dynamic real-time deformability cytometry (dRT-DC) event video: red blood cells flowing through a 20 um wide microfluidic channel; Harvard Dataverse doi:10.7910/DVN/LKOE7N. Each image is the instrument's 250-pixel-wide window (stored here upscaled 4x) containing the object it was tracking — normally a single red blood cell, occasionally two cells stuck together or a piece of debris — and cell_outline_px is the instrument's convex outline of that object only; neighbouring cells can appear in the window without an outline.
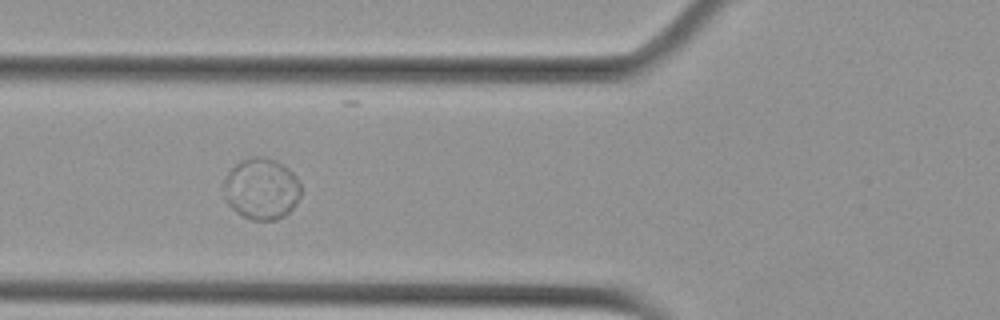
{"species": "Egyptian fruit bat (a non-hibernating species)", "species_latin": "Rousettus aegyptiacus", "temperature_condition": "cold", "stored_images_in_passage": 7, "camera_frame_rate_fps": 3000, "um_per_image_px": 0.085, "animal": {"sex": "female"}, "frame": {"image": 1, "passage_image": 6, "time_ms": 1.667, "image_size_px": [1000, 320], "cell_outline_px": [[300, 196], [296, 204], [284, 216], [276, 220], [252, 220], [236, 212], [228, 204], [224, 184], [224, 180], [228, 172], [240, 160], [252, 156], [260, 156], [272, 160], [288, 168], [296, 176], [300, 184]], "centroid_in_image_um": [22.23, 16.05], "position_along_channel_um": 103.6, "area_um2": 27.34}}
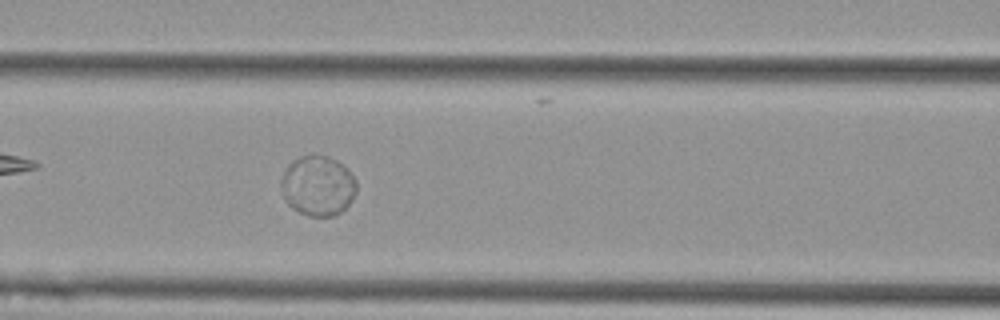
{"frame": {"image": 2, "passage_image": 7, "time_ms": 2.0, "image_size_px": [1000, 320], "cell_outline_px": [[356, 192], [352, 200], [340, 212], [332, 216], [308, 216], [292, 208], [288, 204], [284, 196], [280, 184], [280, 180], [288, 164], [292, 160], [300, 156], [328, 156], [344, 164], [348, 168], [356, 180]], "centroid_in_image_um": [27.02, 15.78], "position_along_channel_um": 139.6, "area_um2": 26.41}}